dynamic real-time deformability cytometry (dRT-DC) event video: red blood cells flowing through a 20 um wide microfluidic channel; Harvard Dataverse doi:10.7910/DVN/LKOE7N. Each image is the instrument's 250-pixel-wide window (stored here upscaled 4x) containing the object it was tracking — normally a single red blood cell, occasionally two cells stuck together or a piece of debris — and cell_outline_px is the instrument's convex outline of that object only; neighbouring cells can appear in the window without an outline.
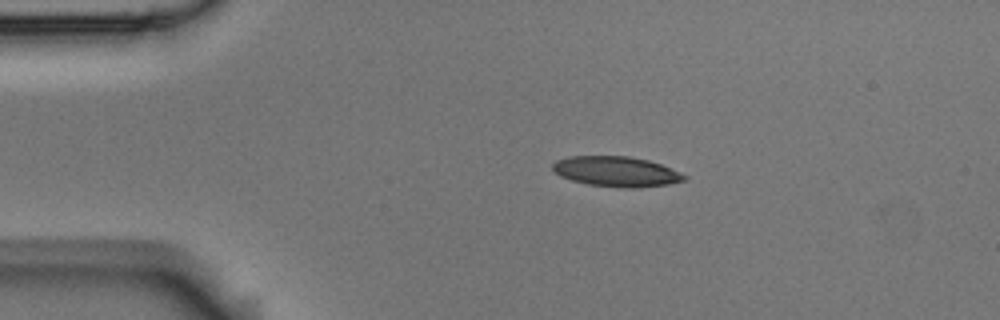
{"species": "Egyptian fruit bat (a non-hibernating species)", "species_latin": "Rousettus aegyptiacus", "temperature_condition": "room temperature", "stored_images_in_passage": 11, "camera_frame_rate_fps": 3000, "um_per_image_px": 0.085, "animal": {"sex": "male"}, "frame": {"image": 1, "passage_image": 1, "time_ms": 0.0, "image_size_px": [1000, 320], "cell_outline_px": [[688, 180], [668, 184], [632, 188], [620, 188], [588, 184], [572, 180], [560, 176], [552, 172], [552, 164], [556, 160], [568, 156], [628, 156], [648, 160], [660, 164], [680, 172], [688, 176]], "centroid_in_image_um": [52.37, 14.58], "position_along_channel_um": 32.6, "area_um2": 23.29}}
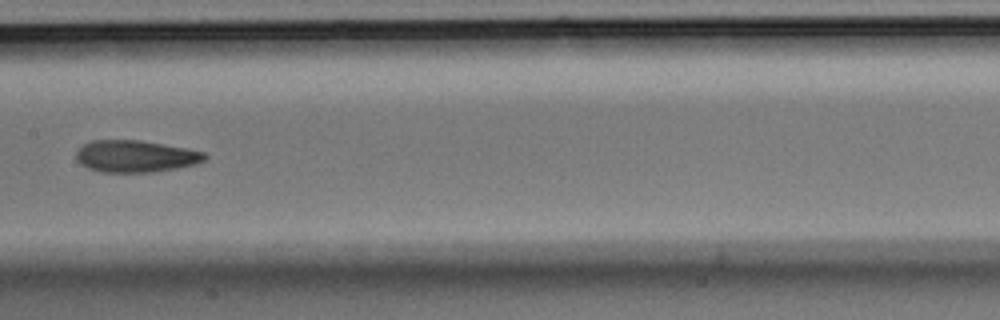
{"frame": {"image": 2, "passage_image": 5, "time_ms": 1.333, "image_size_px": [1000, 320], "cell_outline_px": [[208, 156], [204, 160], [196, 164], [176, 168], [152, 172], [104, 172], [88, 168], [80, 164], [76, 160], [76, 152], [84, 144], [92, 140], [140, 140], [184, 148], [204, 152]], "centroid_in_image_um": [11.5, 13.28], "position_along_channel_um": 195.9, "area_um2": 23.76}}
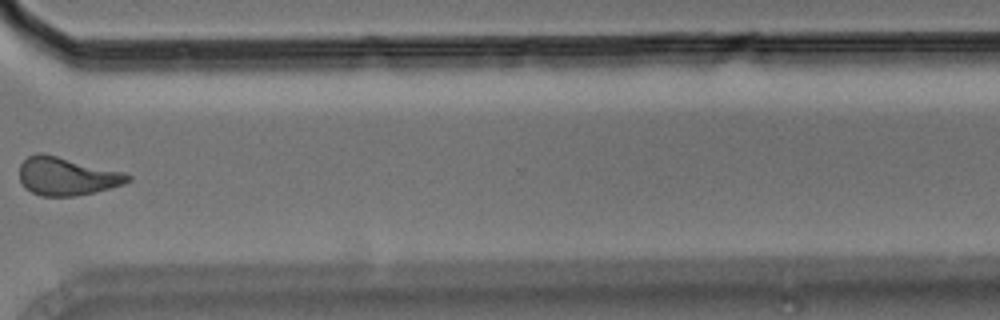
{"frame": {"image": 3, "passage_image": 9, "time_ms": 2.667, "image_size_px": [1000, 320], "cell_outline_px": [[132, 180], [124, 184], [96, 192], [76, 196], [40, 196], [24, 188], [20, 180], [20, 164], [28, 156], [36, 152], [40, 152], [124, 172], [132, 176]], "centroid_in_image_um": [5.68, 14.99], "position_along_channel_um": 364.9, "area_um2": 24.16}}